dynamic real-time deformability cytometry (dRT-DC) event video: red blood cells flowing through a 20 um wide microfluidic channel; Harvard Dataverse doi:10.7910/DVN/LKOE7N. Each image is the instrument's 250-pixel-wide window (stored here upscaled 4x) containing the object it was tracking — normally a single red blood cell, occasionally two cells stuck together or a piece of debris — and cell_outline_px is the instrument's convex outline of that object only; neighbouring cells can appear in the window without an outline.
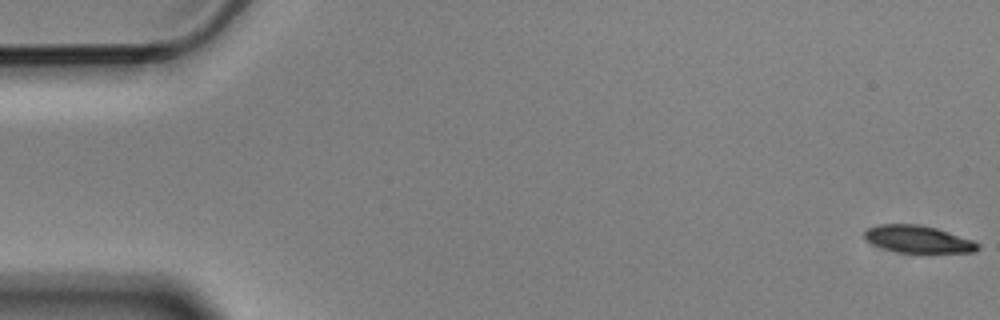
{"species": "Egyptian fruit bat (a non-hibernating species)", "species_latin": "Rousettus aegyptiacus", "temperature_condition": "cold", "stored_images_in_passage": 5, "camera_frame_rate_fps": 3000, "um_per_image_px": 0.085, "animal": {"sex": "male"}, "frame": {"image": 1, "passage_image": 1, "time_ms": 0.0, "image_size_px": [1000, 320], "cell_outline_px": [[980, 248], [976, 252], [896, 252], [872, 244], [864, 236], [864, 228], [876, 224], [920, 224], [936, 228], [972, 240], [980, 244]], "centroid_in_image_um": [78.0, 20.32], "position_along_channel_um": 7.0, "area_um2": 17.98}}
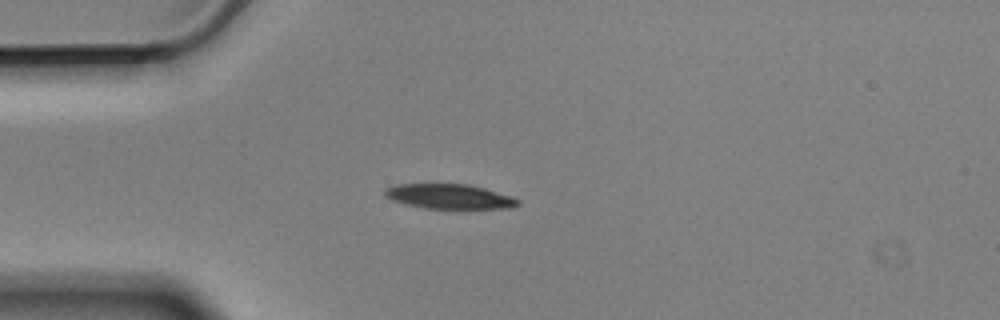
{"frame": {"image": 2, "passage_image": 5, "time_ms": 1.333, "image_size_px": [1000, 320], "cell_outline_px": [[520, 204], [512, 208], [424, 208], [392, 200], [384, 196], [384, 188], [396, 184], [468, 184], [484, 188], [512, 196], [520, 200]], "centroid_in_image_um": [38.2, 16.69], "position_along_channel_um": 46.8, "area_um2": 19.13}}